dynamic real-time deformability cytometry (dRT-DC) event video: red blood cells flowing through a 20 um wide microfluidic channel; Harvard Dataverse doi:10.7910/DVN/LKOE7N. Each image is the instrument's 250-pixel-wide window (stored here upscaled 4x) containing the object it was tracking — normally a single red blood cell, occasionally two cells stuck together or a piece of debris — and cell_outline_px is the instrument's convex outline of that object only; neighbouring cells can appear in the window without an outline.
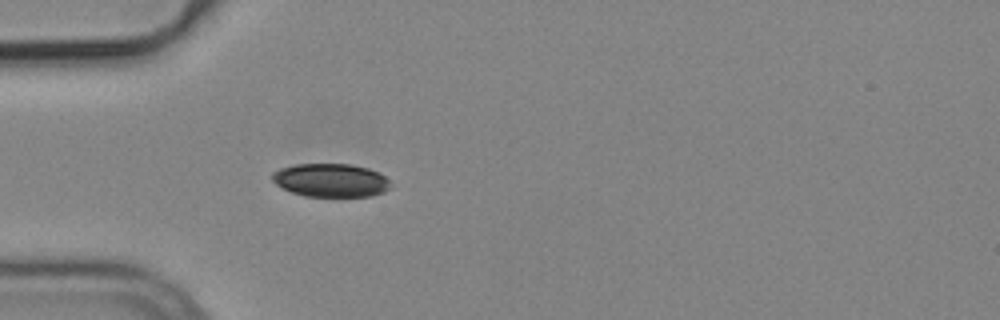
{"species": "common noctule bat (a hibernating species)", "species_latin": "Nyctalus noctula", "temperature_condition": "cold", "stored_images_in_passage": 3, "camera_frame_rate_fps": 3000, "um_per_image_px": 0.085, "animal": {"sex": "male", "body_mass_g": 19.2, "forearm_length_mm": 51.8}, "frame": {"image": 1, "passage_image": 3, "time_ms": 0.667, "image_size_px": [1000, 320], "cell_outline_px": [[392, 188], [384, 192], [372, 196], [304, 196], [292, 192], [276, 184], [272, 180], [272, 172], [280, 168], [296, 164], [348, 164], [368, 168], [380, 172], [392, 184]], "centroid_in_image_um": [28.15, 15.32], "position_along_channel_um": 56.9, "area_um2": 23.12}}